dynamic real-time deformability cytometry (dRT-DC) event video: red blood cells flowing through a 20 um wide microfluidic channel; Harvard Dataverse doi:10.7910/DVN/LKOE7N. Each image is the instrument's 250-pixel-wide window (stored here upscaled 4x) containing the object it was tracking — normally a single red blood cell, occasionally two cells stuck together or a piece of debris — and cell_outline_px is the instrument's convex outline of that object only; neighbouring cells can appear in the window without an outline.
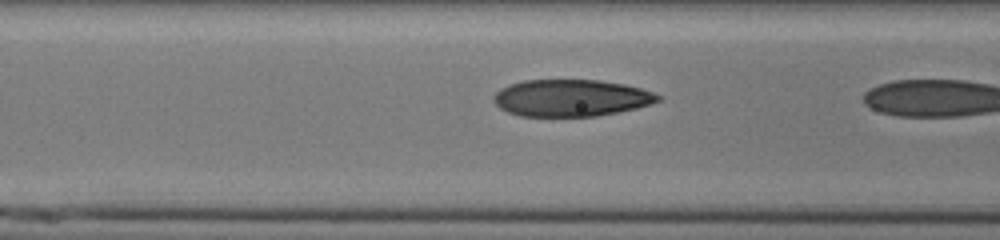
{"species": "human", "species_latin": "Homo sapiens", "temperature_condition": "cold", "stored_images_in_passage": 19, "camera_frame_rate_fps": 3000, "um_per_image_px": 0.085, "donor": {"sex": "male"}, "frame": {"image": 1, "passage_image": 18, "time_ms": 5.667, "image_size_px": [1000, 240], "cell_outline_px": [[660, 100], [652, 104], [636, 108], [596, 116], [520, 116], [508, 112], [500, 108], [492, 100], [492, 96], [500, 88], [524, 80], [600, 80], [624, 84], [640, 88], [652, 92], [660, 96]], "centroid_in_image_um": [48.52, 8.32], "position_along_channel_um": 118.1, "area_um2": 35.26}}